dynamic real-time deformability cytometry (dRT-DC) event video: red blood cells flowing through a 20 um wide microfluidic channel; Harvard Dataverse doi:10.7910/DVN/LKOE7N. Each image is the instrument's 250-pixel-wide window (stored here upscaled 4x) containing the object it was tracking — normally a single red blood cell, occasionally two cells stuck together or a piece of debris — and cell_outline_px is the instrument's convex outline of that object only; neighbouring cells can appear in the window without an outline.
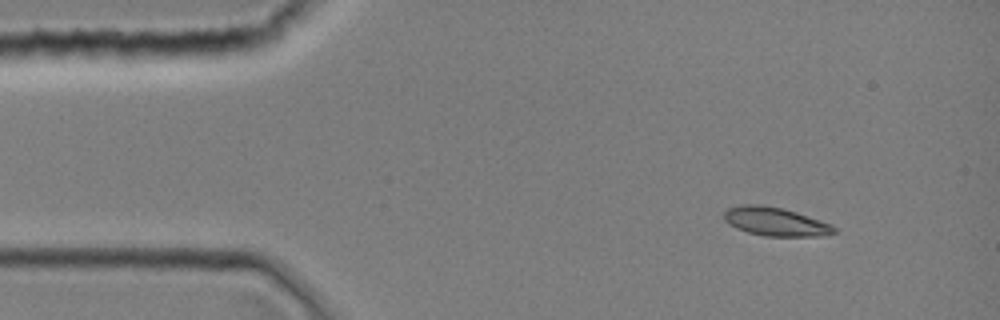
{"species": "common noctule bat (a hibernating species)", "species_latin": "Nyctalus noctula", "temperature_condition": "room temperature", "stored_images_in_passage": 1, "camera_frame_rate_fps": 3000, "um_per_image_px": 0.085, "animal": {"sex": "female", "body_mass_g": 19.0, "forearm_length_mm": 51.5}, "frame": {"image": 1, "passage_image": 1, "time_ms": 0.0, "image_size_px": [1000, 320], "cell_outline_px": [[836, 232], [820, 236], [764, 236], [748, 232], [736, 228], [728, 224], [724, 220], [724, 212], [728, 208], [740, 204], [760, 204], [780, 208], [796, 212], [832, 224], [836, 228]], "centroid_in_image_um": [65.88, 18.83], "position_along_channel_um": 19.1, "area_um2": 18.32}}